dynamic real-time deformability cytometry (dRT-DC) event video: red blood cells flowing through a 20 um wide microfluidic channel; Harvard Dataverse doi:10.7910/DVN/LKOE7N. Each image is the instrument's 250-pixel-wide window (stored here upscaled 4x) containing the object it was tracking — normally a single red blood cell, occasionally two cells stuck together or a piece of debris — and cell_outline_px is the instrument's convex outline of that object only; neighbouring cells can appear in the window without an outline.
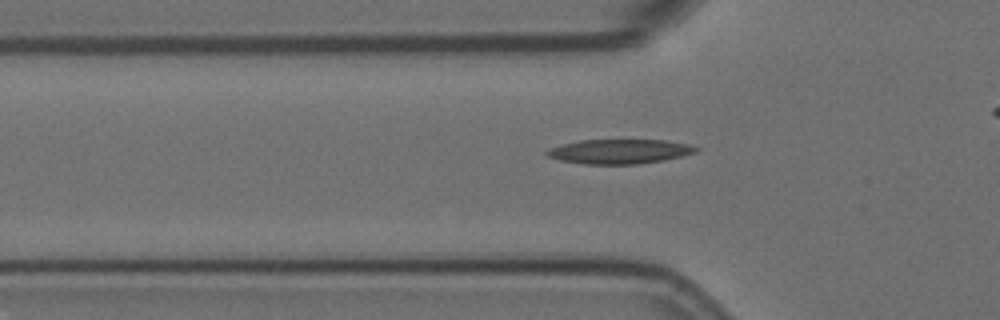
{"species": "Egyptian fruit bat (a non-hibernating species)", "species_latin": "Rousettus aegyptiacus", "temperature_condition": "room temperature", "stored_images_in_passage": 46, "camera_frame_rate_fps": 3000, "um_per_image_px": 0.085, "animal": {"sex": "female"}, "frame": {"image": 1, "passage_image": 18, "time_ms": 5.667, "image_size_px": [1000, 320], "cell_outline_px": [[700, 148], [696, 152], [664, 160], [636, 164], [584, 164], [560, 160], [548, 156], [544, 152], [548, 148], [580, 140], [664, 140], [688, 144]], "centroid_in_image_um": [52.64, 12.87], "position_along_channel_um": 73.2, "area_um2": 21.15}}
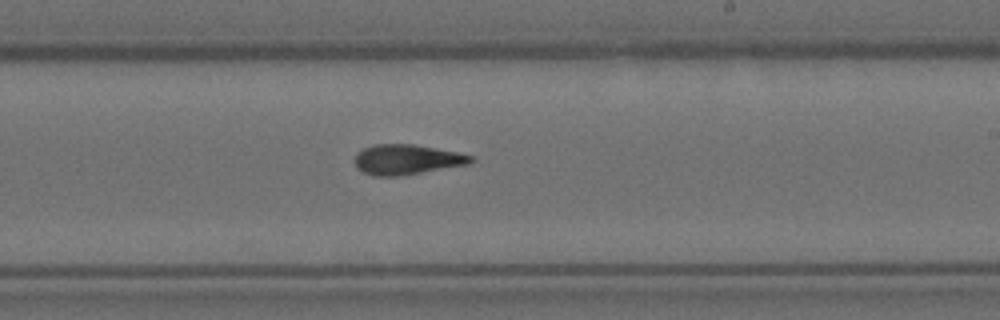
{"frame": {"image": 2, "passage_image": 33, "time_ms": 10.667, "image_size_px": [1000, 320], "cell_outline_px": [[476, 160], [468, 164], [400, 176], [372, 176], [356, 168], [356, 152], [372, 144], [412, 144], [456, 152], [472, 156]], "centroid_in_image_um": [34.55, 13.56], "position_along_channel_um": 254.5, "area_um2": 20.23}}
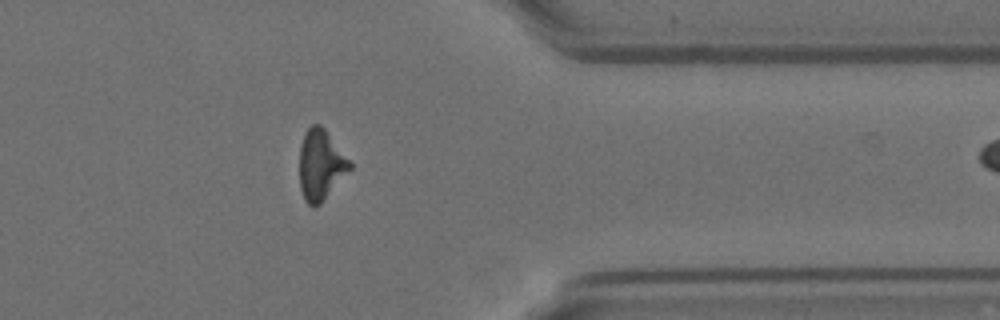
{"frame": {"image": 3, "passage_image": 45, "time_ms": 14.667, "image_size_px": [1000, 320], "cell_outline_px": [[352, 168], [320, 204], [312, 208], [304, 200], [300, 188], [300, 148], [304, 132], [312, 124], [320, 124], [324, 128], [352, 164]], "centroid_in_image_um": [27.25, 14.03], "position_along_channel_um": 384.2, "area_um2": 20.52}}